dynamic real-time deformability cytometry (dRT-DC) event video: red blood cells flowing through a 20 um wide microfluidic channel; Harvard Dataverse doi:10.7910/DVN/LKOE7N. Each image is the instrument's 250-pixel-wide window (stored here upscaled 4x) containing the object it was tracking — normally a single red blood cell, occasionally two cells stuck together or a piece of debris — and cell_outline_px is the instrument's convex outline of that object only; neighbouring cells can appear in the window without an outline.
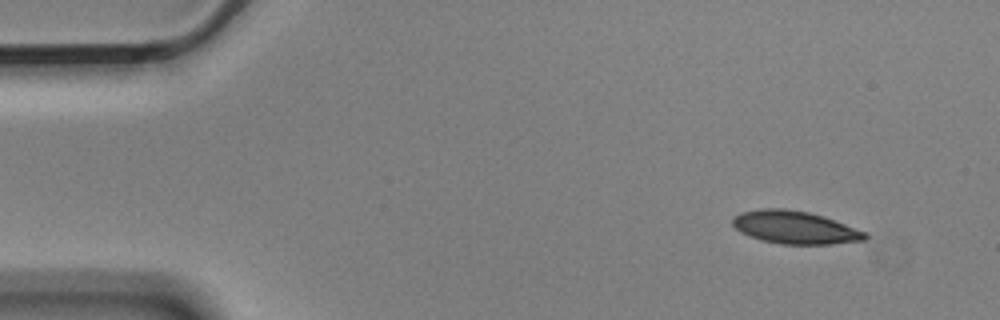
{"species": "Egyptian fruit bat (a non-hibernating species)", "species_latin": "Rousettus aegyptiacus", "temperature_condition": "cold", "stored_images_in_passage": 4, "camera_frame_rate_fps": 3000, "um_per_image_px": 0.085, "animal": {"sex": "male"}, "frame": {"image": 1, "passage_image": 1, "time_ms": 0.0, "image_size_px": [1000, 320], "cell_outline_px": [[868, 236], [864, 240], [832, 244], [780, 244], [760, 240], [748, 236], [740, 232], [732, 224], [732, 216], [740, 212], [760, 208], [784, 208], [808, 212], [824, 216], [864, 232]], "centroid_in_image_um": [67.49, 19.32], "position_along_channel_um": 17.5, "area_um2": 25.37}}
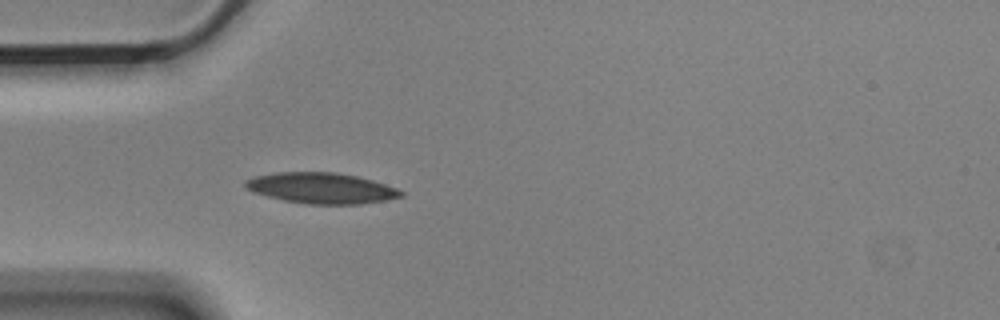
{"frame": {"image": 2, "passage_image": 4, "time_ms": 1.0, "image_size_px": [1000, 320], "cell_outline_px": [[404, 196], [384, 200], [360, 204], [304, 204], [284, 200], [252, 192], [244, 188], [244, 180], [252, 176], [276, 172], [336, 172], [356, 176], [372, 180], [396, 188], [404, 192]], "centroid_in_image_um": [27.26, 15.98], "position_along_channel_um": 57.7, "area_um2": 28.03}}